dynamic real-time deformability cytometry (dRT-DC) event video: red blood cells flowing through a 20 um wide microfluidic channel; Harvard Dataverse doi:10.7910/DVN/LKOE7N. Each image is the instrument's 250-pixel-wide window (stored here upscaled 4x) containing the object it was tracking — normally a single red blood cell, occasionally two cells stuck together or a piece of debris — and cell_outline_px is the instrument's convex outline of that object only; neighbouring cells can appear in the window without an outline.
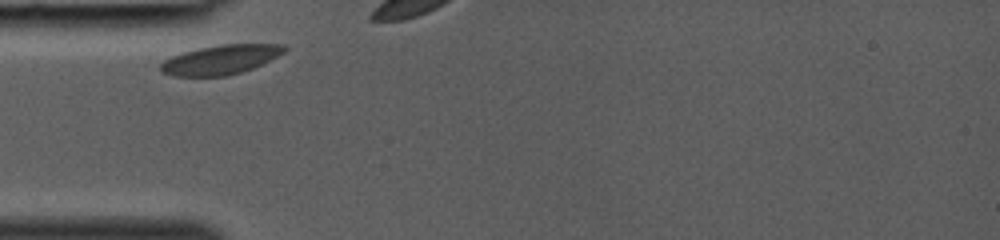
{"species": "common noctule bat (a hibernating species)", "species_latin": "Nyctalus noctula", "temperature_condition": "room temperature", "stored_images_in_passage": 4, "camera_frame_rate_fps": 3000, "um_per_image_px": 0.085, "animal": {"sex": "female", "body_mass_g": 19.0, "forearm_length_mm": 53.3}, "frame": {"image": 1, "passage_image": 1, "time_ms": 0.0, "image_size_px": [1000, 240], "cell_outline_px": [[288, 48], [284, 52], [252, 68], [240, 72], [224, 76], [172, 76], [160, 72], [160, 64], [164, 60], [172, 56], [184, 52], [200, 48], [220, 44], [284, 44]], "centroid_in_image_um": [18.71, 5.07], "position_along_channel_um": 66.3, "area_um2": 20.98}}